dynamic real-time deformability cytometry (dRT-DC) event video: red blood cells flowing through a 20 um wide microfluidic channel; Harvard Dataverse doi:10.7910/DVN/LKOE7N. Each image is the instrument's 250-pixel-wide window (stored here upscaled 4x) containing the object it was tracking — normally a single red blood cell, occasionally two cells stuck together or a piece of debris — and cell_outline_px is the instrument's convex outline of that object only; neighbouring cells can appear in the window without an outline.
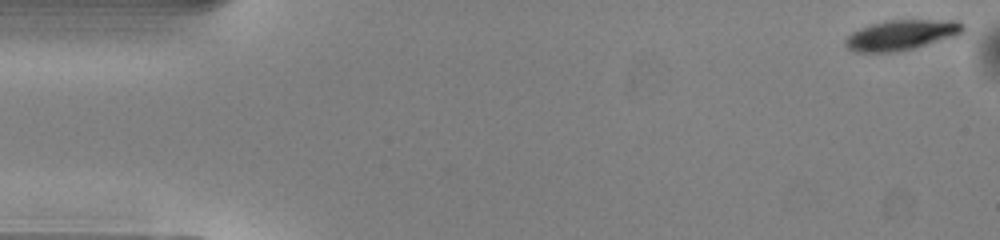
{"species": "common noctule bat (a hibernating species)", "species_latin": "Nyctalus noctula", "temperature_condition": "warm", "stored_images_in_passage": 42, "camera_frame_rate_fps": 3000, "um_per_image_px": 0.085, "animal": {"sex": "male", "body_mass_g": 13.0, "forearm_length_mm": 53.1}, "frame": {"image": 1, "passage_image": 1, "time_ms": 0.0, "image_size_px": [1000, 240], "cell_outline_px": [[964, 32], [960, 36], [896, 52], [856, 52], [848, 48], [844, 44], [844, 40], [852, 32], [860, 28], [884, 20], [956, 20], [964, 24]], "centroid_in_image_um": [76.66, 2.97], "position_along_channel_um": 8.3, "area_um2": 20.92}}
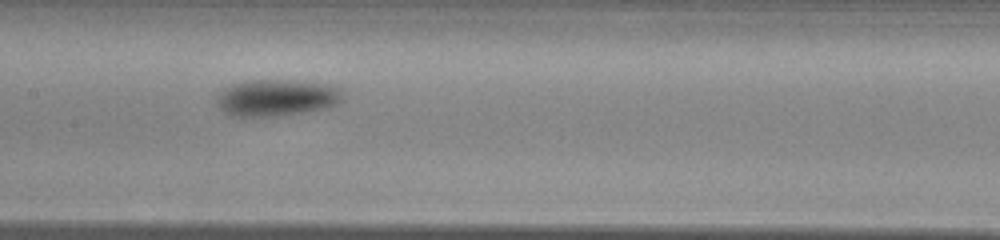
{"frame": {"image": 2, "passage_image": 24, "time_ms": 7.667, "image_size_px": [1000, 240], "cell_outline_px": [[344, 96], [336, 104], [328, 108], [276, 116], [232, 116], [224, 112], [220, 108], [216, 100], [220, 92], [224, 88], [232, 84], [248, 80], [284, 80], [328, 84], [340, 88]], "centroid_in_image_um": [23.51, 8.3], "position_along_channel_um": 183.9, "area_um2": 26.82}}
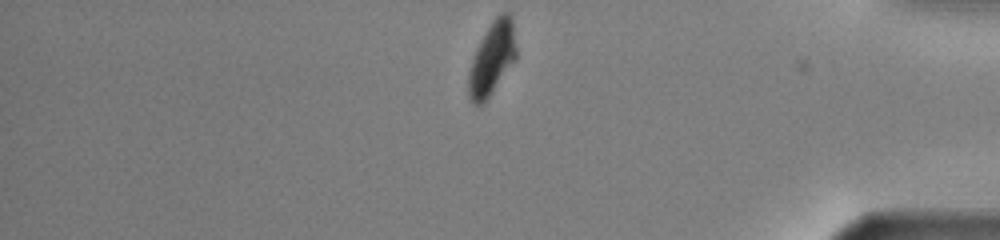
{"frame": {"image": 3, "passage_image": 42, "time_ms": 13.667, "image_size_px": [1000, 240], "cell_outline_px": [[516, 60], [484, 104], [472, 104], [468, 100], [468, 72], [476, 48], [480, 40], [492, 20], [500, 12], [508, 12], [512, 16], [516, 48]], "centroid_in_image_um": [41.82, 4.99], "position_along_channel_um": 393.4, "area_um2": 20.63}, "authors_computed_cell_mechanics": {"area_um2": 24.7384, "velocity_mm_per_s": 4.0375, "shape_relaxation_time_tau1_ms": 1.8686, "shape_relaxation_time_tau2_ms": null, "deformation_change_tau1": 0.0951, "deformation_change_tau2": null}}